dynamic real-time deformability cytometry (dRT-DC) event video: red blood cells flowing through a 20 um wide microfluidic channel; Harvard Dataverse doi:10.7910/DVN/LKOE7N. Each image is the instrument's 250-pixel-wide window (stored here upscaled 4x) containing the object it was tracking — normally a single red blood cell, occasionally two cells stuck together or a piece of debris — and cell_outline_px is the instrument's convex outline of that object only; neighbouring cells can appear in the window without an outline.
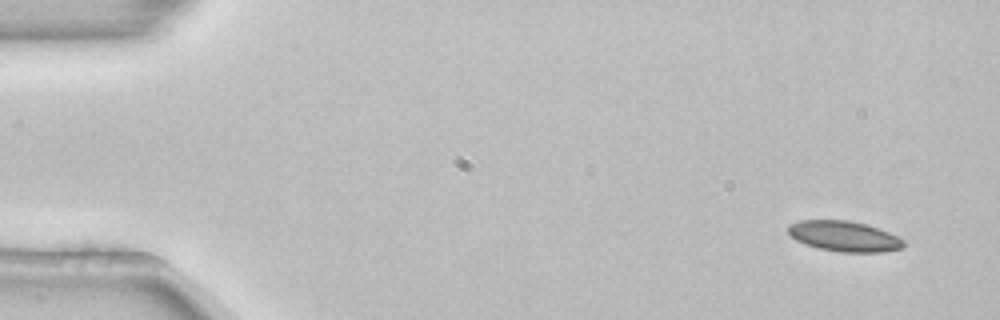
{"species": "common noctule bat (a hibernating species)", "species_latin": "Nyctalus noctula", "temperature_condition": "room temperature", "stored_images_in_passage": 4, "camera_frame_rate_fps": 3000, "um_per_image_px": 0.085, "animal": {"sex": "female", "body_mass_g": 22.7, "forearm_length_mm": 54.2}, "frame": {"image": 1, "passage_image": 1, "time_ms": 0.0, "image_size_px": [1000, 320], "cell_outline_px": [[904, 248], [884, 252], [840, 252], [820, 248], [804, 244], [796, 240], [788, 232], [788, 224], [800, 220], [848, 220], [880, 228], [904, 240]], "centroid_in_image_um": [71.76, 20.08], "position_along_channel_um": 13.2, "area_um2": 20.52}}
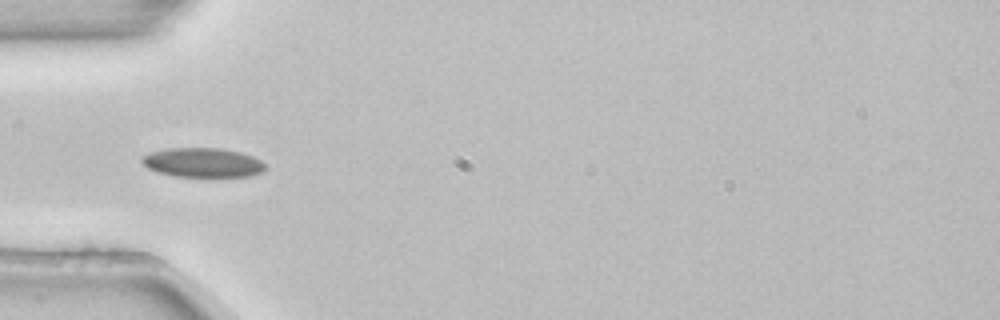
{"frame": {"image": 2, "passage_image": 4, "time_ms": 1.0, "image_size_px": [1000, 320], "cell_outline_px": [[268, 168], [264, 172], [248, 176], [176, 176], [156, 172], [148, 168], [140, 160], [140, 156], [164, 148], [220, 148], [240, 152], [252, 156], [260, 160]], "centroid_in_image_um": [17.22, 13.81], "position_along_channel_um": 67.8, "area_um2": 21.15}}